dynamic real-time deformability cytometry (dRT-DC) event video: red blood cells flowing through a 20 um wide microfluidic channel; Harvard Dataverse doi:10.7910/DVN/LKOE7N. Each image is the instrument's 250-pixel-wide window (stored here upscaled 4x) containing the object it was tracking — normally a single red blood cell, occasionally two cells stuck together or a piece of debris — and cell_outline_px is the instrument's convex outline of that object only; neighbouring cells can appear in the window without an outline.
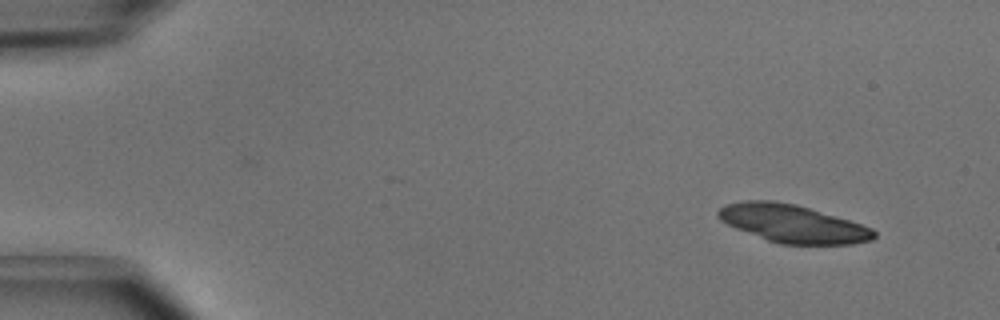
{"species": "common noctule bat (a hibernating species)", "species_latin": "Nyctalus noctula", "temperature_condition": "cold", "stored_images_in_passage": 4, "camera_frame_rate_fps": 3000, "um_per_image_px": 0.085, "animal": {"sex": "male", "body_mass_g": 15.6}, "frame": {"image": 1, "passage_image": 1, "time_ms": 0.0, "image_size_px": [1000, 320], "cell_outline_px": [[876, 236], [872, 240], [852, 244], [780, 244], [768, 240], [736, 228], [720, 220], [716, 216], [716, 212], [724, 204], [744, 200], [772, 200], [796, 204], [836, 216], [872, 228], [876, 232]], "centroid_in_image_um": [67.35, 19.0], "position_along_channel_um": 17.6, "area_um2": 34.28}}